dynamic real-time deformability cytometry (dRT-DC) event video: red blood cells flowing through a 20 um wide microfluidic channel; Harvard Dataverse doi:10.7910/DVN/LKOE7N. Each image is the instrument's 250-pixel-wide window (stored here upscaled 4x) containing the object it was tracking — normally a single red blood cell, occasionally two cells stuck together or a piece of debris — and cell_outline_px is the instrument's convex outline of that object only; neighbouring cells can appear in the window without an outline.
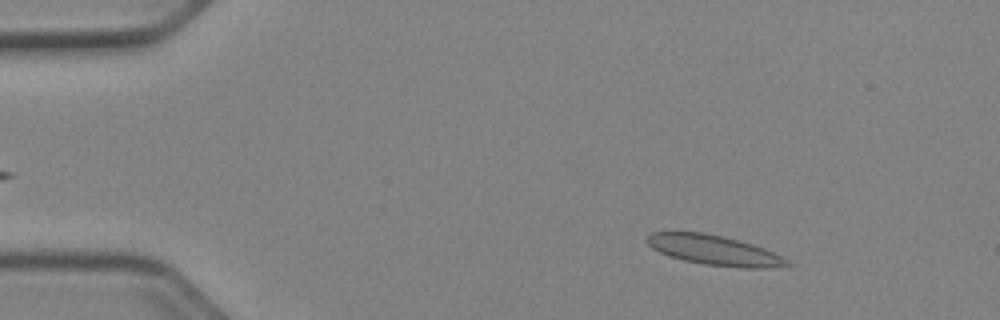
{"species": "Egyptian fruit bat (a non-hibernating species)", "species_latin": "Rousettus aegyptiacus", "temperature_condition": "cold", "stored_images_in_passage": 51, "camera_frame_rate_fps": 3000, "um_per_image_px": 0.085, "animal": {"sex": "female"}, "frame": {"image": 1, "passage_image": 7, "time_ms": 2.0, "image_size_px": [1000, 320], "cell_outline_px": [[792, 264], [772, 268], [744, 268], [704, 264], [684, 260], [668, 256], [652, 248], [648, 244], [648, 236], [652, 232], [704, 232], [724, 236], [752, 244], [764, 248], [788, 260]], "centroid_in_image_um": [60.71, 21.27], "position_along_channel_um": 24.3, "area_um2": 24.22}}
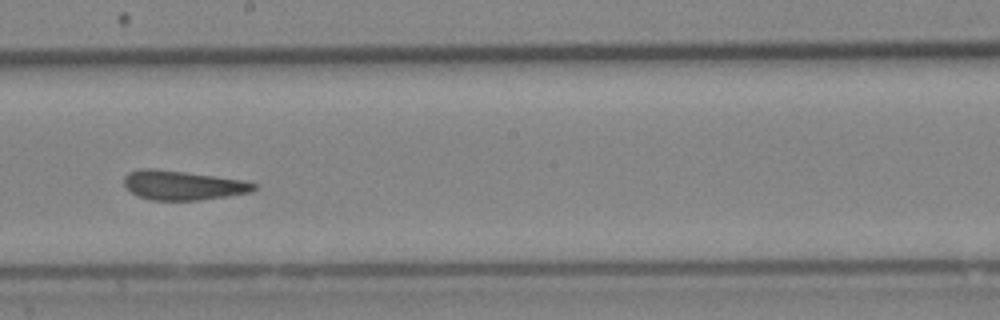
{"frame": {"image": 2, "passage_image": 29, "time_ms": 9.333, "image_size_px": [1000, 320], "cell_outline_px": [[256, 188], [252, 192], [228, 196], [200, 200], [152, 200], [136, 196], [124, 184], [124, 176], [128, 172], [140, 168], [156, 168], [244, 180], [256, 184]], "centroid_in_image_um": [15.52, 15.74], "position_along_channel_um": 232.7, "area_um2": 22.31}}
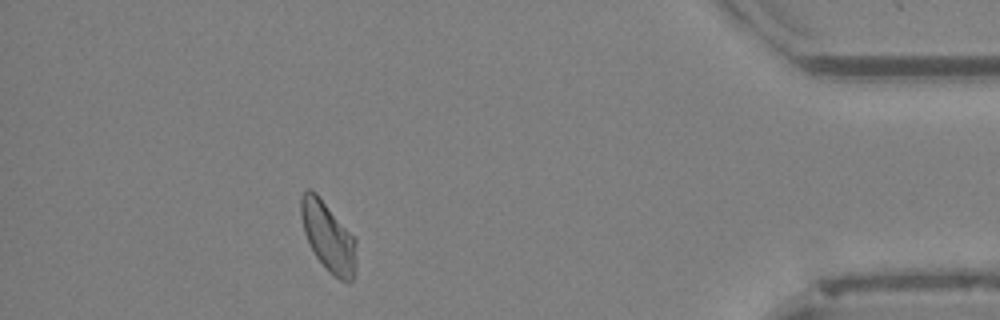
{"frame": {"image": 3, "passage_image": 46, "time_ms": 15.0, "image_size_px": [1000, 320], "cell_outline_px": [[356, 272], [352, 280], [348, 284], [340, 280], [328, 272], [316, 256], [304, 232], [300, 216], [300, 196], [308, 188], [316, 192], [356, 240]], "centroid_in_image_um": [27.9, 20.15], "position_along_channel_um": 407.3, "area_um2": 22.37}, "authors_computed_cell_mechanics": {"area_um2": 22.9466, "velocity_mm_per_s": 3.9305, "shape_relaxation_time_tau1_ms": null, "shape_relaxation_time_tau2_ms": 2.2473, "deformation_change_tau1": null, "deformation_change_tau2": 0.0575}}